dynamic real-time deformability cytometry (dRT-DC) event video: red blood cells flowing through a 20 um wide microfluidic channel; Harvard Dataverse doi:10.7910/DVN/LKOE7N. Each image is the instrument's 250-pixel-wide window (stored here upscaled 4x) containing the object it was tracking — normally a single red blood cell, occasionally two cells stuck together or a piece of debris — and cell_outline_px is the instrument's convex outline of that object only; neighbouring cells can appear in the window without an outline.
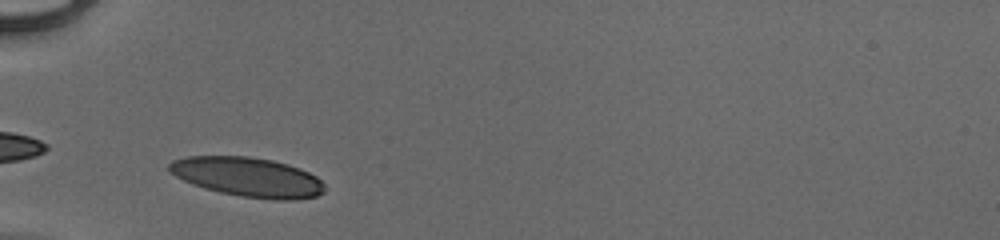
{"species": "human", "species_latin": "Homo sapiens", "temperature_condition": "cold", "stored_images_in_passage": 34, "camera_frame_rate_fps": 3000, "um_per_image_px": 0.085, "donor": {"sex": "male"}, "frame": {"image": 1, "passage_image": 2, "time_ms": 0.333, "image_size_px": [1000, 240], "cell_outline_px": [[324, 192], [316, 196], [296, 200], [276, 200], [240, 196], [220, 192], [204, 188], [192, 184], [168, 172], [168, 164], [172, 160], [184, 156], [248, 156], [272, 160], [288, 164], [300, 168], [316, 176], [324, 184]], "centroid_in_image_um": [21.04, 15.04], "position_along_channel_um": 64.0, "area_um2": 35.89}}
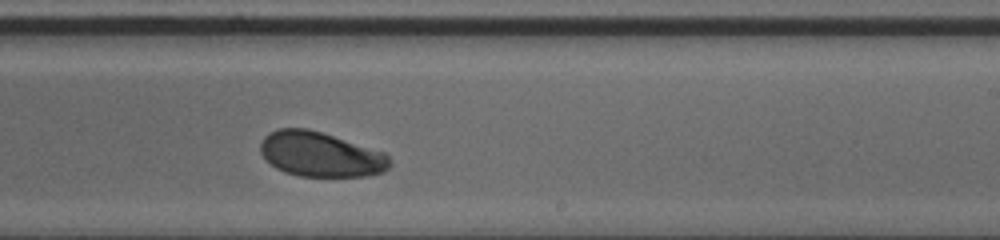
{"frame": {"image": 2, "passage_image": 18, "time_ms": 5.667, "image_size_px": [1000, 240], "cell_outline_px": [[392, 164], [384, 172], [368, 176], [300, 176], [284, 172], [276, 168], [260, 152], [260, 144], [264, 136], [268, 132], [280, 128], [308, 128], [384, 152], [392, 160]], "centroid_in_image_um": [27.26, 13.12], "position_along_channel_um": 261.7, "area_um2": 33.76}}
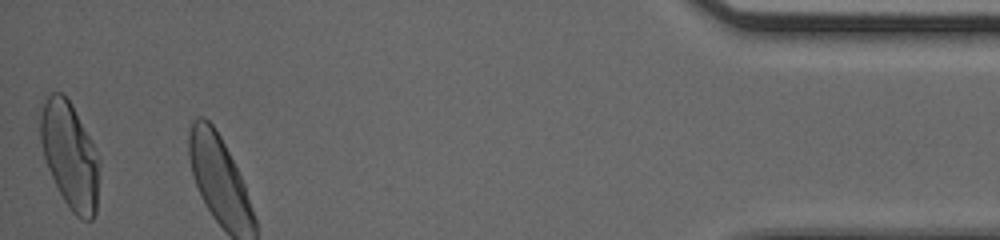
{"frame": {"image": 3, "passage_image": 34, "time_ms": 11.0, "image_size_px": [1000, 240], "cell_outline_px": [[100, 164], [96, 212], [92, 220], [84, 220], [76, 216], [72, 212], [64, 200], [48, 168], [44, 156], [40, 140], [40, 116], [44, 104], [48, 96], [52, 92], [60, 92], [72, 104], [100, 160]], "centroid_in_image_um": [5.95, 13.24], "position_along_channel_um": 429.3, "area_um2": 36.01}, "authors_computed_cell_mechanics": {"area_um2": 35.0268, "velocity_mm_per_s": 3.8781, "shape_relaxation_time_tau1_ms": 2.0217, "shape_relaxation_time_tau2_ms": null, "deformation_change_tau1": 0.123, "deformation_change_tau2": null}}